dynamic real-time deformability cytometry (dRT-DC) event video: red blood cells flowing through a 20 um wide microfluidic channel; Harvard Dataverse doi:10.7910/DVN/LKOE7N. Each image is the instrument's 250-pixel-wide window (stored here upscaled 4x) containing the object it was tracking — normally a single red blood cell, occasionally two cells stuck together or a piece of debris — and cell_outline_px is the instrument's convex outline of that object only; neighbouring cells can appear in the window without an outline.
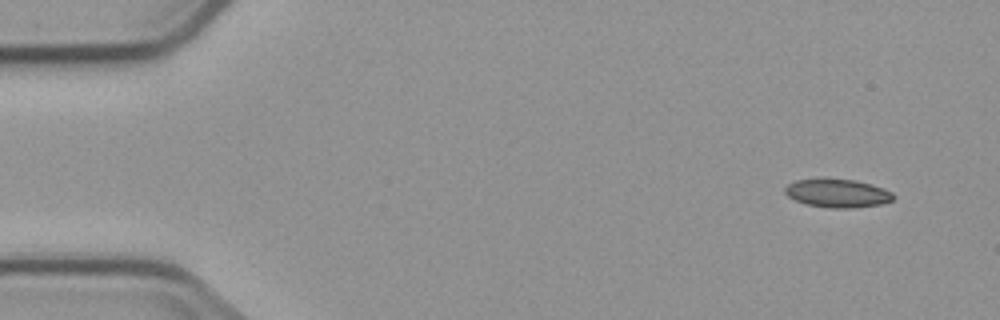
{"species": "common noctule bat (a hibernating species)", "species_latin": "Nyctalus noctula", "temperature_condition": "cold", "stored_images_in_passage": 4, "camera_frame_rate_fps": 3000, "um_per_image_px": 0.085, "animal": {"sex": "male", "body_mass_g": 23.1, "forearm_length_mm": 52.7}, "frame": {"image": 1, "passage_image": 1, "time_ms": 0.0, "image_size_px": [1000, 320], "cell_outline_px": [[896, 196], [892, 200], [880, 204], [856, 208], [828, 208], [804, 204], [788, 196], [784, 192], [784, 188], [788, 184], [796, 180], [824, 176], [856, 180], [884, 188], [892, 192]], "centroid_in_image_um": [71.16, 16.39], "position_along_channel_um": 13.8, "area_um2": 18.61}}
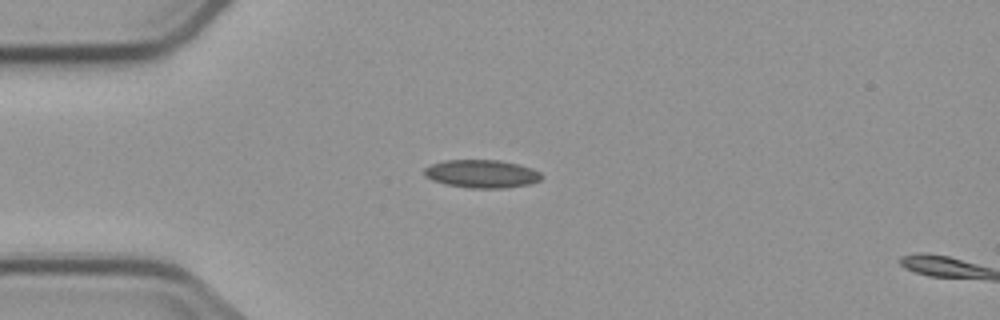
{"frame": {"image": 2, "passage_image": 3, "time_ms": 3.333, "image_size_px": [1000, 320], "cell_outline_px": [[544, 176], [540, 180], [528, 184], [504, 188], [468, 188], [444, 184], [432, 180], [424, 176], [424, 168], [432, 164], [444, 160], [500, 160], [532, 168], [540, 172]], "centroid_in_image_um": [40.93, 14.77], "position_along_channel_um": 44.1, "area_um2": 19.25}}